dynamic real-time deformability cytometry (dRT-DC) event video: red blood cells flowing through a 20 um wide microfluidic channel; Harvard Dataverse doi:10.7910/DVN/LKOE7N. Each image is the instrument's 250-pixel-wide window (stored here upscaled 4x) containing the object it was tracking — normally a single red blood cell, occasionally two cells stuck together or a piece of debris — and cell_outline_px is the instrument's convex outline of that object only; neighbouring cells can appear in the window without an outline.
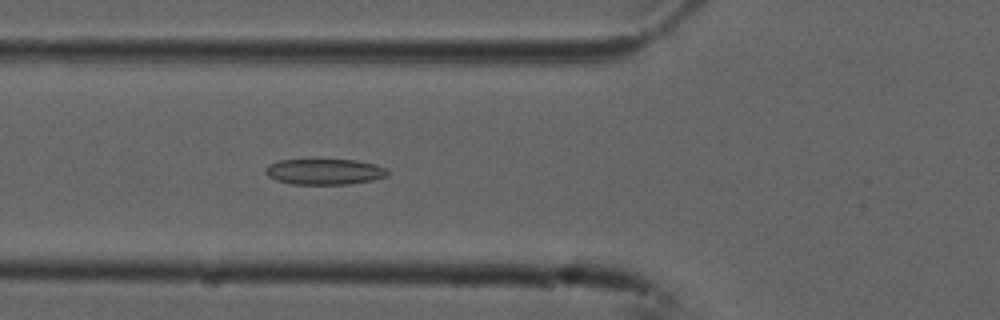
{"species": "common noctule bat (a hibernating species)", "species_latin": "Nyctalus noctula", "temperature_condition": "cold", "stored_images_in_passage": 5, "camera_frame_rate_fps": 3000, "um_per_image_px": 0.085, "animal": {"sex": "male", "forearm_length_mm": 52.5}, "frame": {"image": 1, "passage_image": 5, "time_ms": 1.333, "image_size_px": [1000, 320], "cell_outline_px": [[392, 172], [388, 176], [372, 180], [348, 184], [292, 184], [276, 180], [268, 176], [264, 172], [264, 168], [268, 164], [280, 160], [356, 160], [376, 164], [388, 168]], "centroid_in_image_um": [27.62, 14.59], "position_along_channel_um": 98.2, "area_um2": 18.55}}